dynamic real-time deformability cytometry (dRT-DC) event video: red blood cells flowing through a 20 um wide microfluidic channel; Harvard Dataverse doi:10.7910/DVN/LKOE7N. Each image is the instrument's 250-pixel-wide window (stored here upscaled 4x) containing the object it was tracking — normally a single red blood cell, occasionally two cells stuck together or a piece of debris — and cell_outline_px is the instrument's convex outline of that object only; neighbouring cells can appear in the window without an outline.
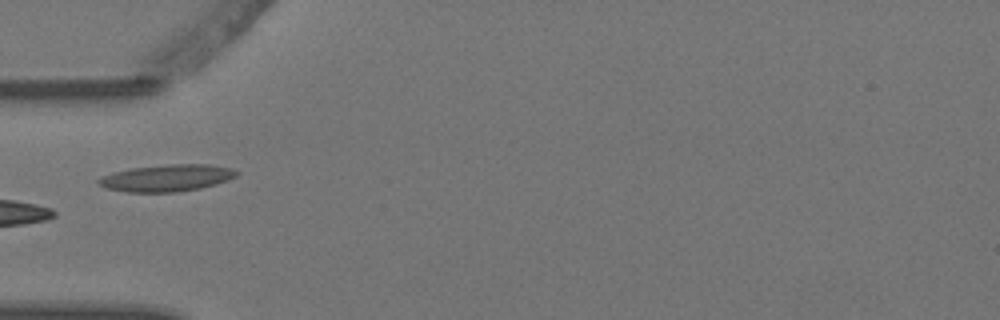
{"species": "Egyptian fruit bat (a non-hibernating species)", "species_latin": "Rousettus aegyptiacus", "temperature_condition": "warm", "stored_images_in_passage": 6, "camera_frame_rate_fps": 3000, "um_per_image_px": 0.085, "animal": {"sex": "female"}, "frame": {"image": 1, "passage_image": 4, "time_ms": 1.0, "image_size_px": [1000, 320], "cell_outline_px": [[240, 172], [236, 176], [228, 180], [216, 184], [200, 188], [176, 192], [128, 192], [108, 188], [96, 184], [96, 180], [112, 172], [132, 168], [172, 164], [208, 164], [232, 168]], "centroid_in_image_um": [14.2, 15.12], "position_along_channel_um": 70.8, "area_um2": 21.56}}
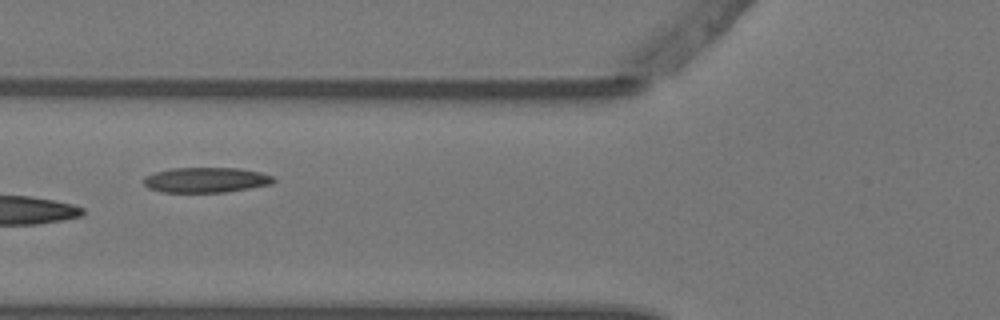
{"frame": {"image": 2, "passage_image": 5, "time_ms": 1.333, "image_size_px": [1000, 320], "cell_outline_px": [[276, 180], [272, 184], [228, 192], [160, 192], [148, 188], [144, 184], [144, 176], [156, 172], [172, 168], [236, 168], [260, 172], [272, 176]], "centroid_in_image_um": [17.51, 15.3], "position_along_channel_um": 108.3, "area_um2": 19.07}}
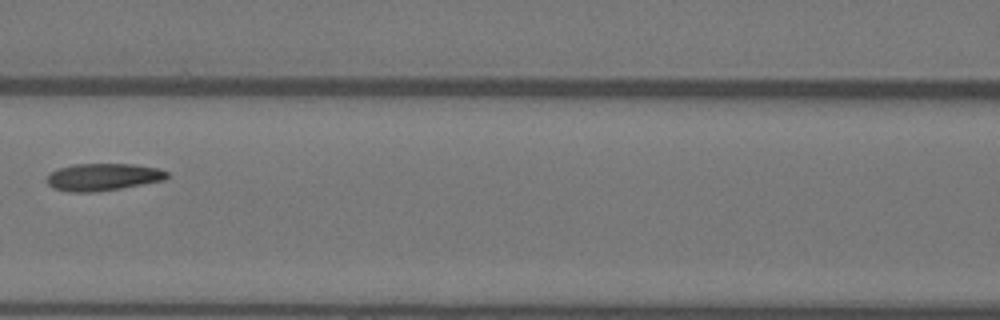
{"frame": {"image": 3, "passage_image": 6, "time_ms": 1.667, "image_size_px": [1000, 320], "cell_outline_px": [[168, 176], [164, 180], [120, 188], [92, 192], [72, 192], [56, 188], [48, 184], [48, 172], [72, 164], [136, 164], [160, 168], [168, 172]], "centroid_in_image_um": [8.78, 15.03], "position_along_channel_um": 157.8, "area_um2": 18.96}}